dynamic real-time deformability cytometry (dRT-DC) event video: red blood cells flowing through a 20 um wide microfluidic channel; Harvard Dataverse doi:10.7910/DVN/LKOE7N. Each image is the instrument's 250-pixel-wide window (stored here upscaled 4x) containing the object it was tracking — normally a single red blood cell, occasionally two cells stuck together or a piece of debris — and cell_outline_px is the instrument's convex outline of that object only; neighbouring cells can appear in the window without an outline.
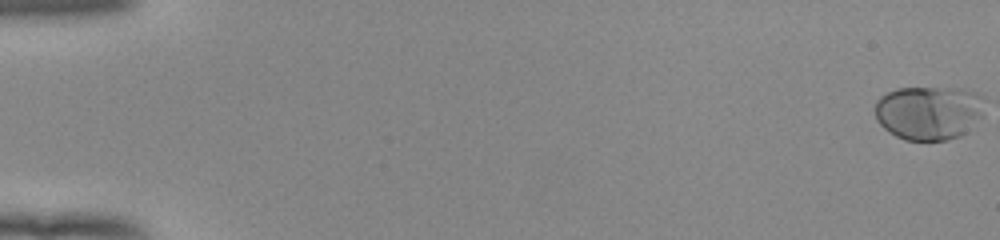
{"species": "human", "species_latin": "Homo sapiens", "temperature_condition": "room temperature", "stored_images_in_passage": 54, "camera_frame_rate_fps": 3000, "um_per_image_px": 0.085, "donor": {"sex": "female"}, "frame": {"image": 1, "passage_image": 1, "time_ms": 0.0, "image_size_px": [1000, 240], "cell_outline_px": [[980, 116], [960, 136], [948, 140], [904, 140], [888, 132], [876, 120], [876, 100], [880, 96], [896, 88], [964, 88], [976, 92]], "centroid_in_image_um": [78.83, 9.58], "position_along_channel_um": 6.2, "area_um2": 33.81}}
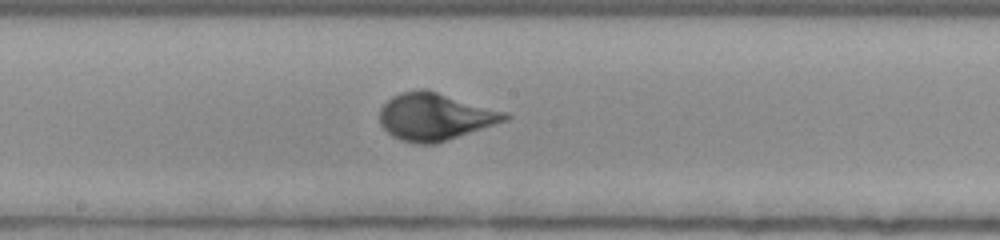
{"frame": {"image": 2, "passage_image": 31, "time_ms": 10.0, "image_size_px": [1000, 240], "cell_outline_px": [[512, 116], [508, 120], [436, 144], [416, 144], [400, 140], [392, 136], [380, 124], [380, 108], [392, 96], [400, 92], [420, 88], [424, 88], [508, 112]], "centroid_in_image_um": [36.99, 9.91], "position_along_channel_um": 211.2, "area_um2": 34.74}}
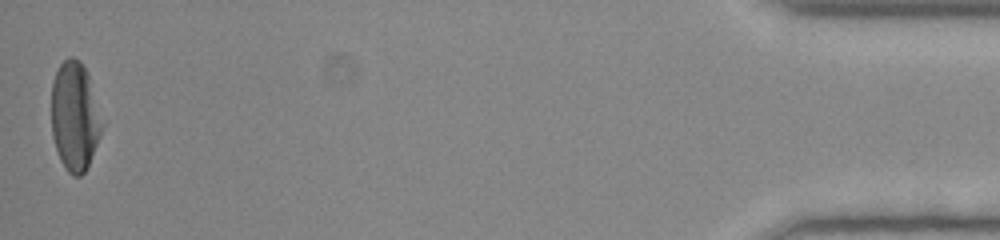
{"frame": {"image": 3, "passage_image": 54, "time_ms": 17.667, "image_size_px": [1000, 240], "cell_outline_px": [[100, 136], [88, 164], [84, 172], [80, 176], [72, 176], [64, 168], [60, 160], [52, 136], [52, 80], [60, 64], [68, 56], [72, 56], [80, 60], [88, 76], [100, 124]], "centroid_in_image_um": [6.29, 9.91], "position_along_channel_um": 428.9, "area_um2": 31.1}, "authors_computed_cell_mechanics": {"area_um2": 32.9749, "velocity_mm_per_s": 3.936, "shape_relaxation_time_tau1_ms": 4.3996, "shape_relaxation_time_tau2_ms": null, "deformation_change_tau1": 0.1902, "deformation_change_tau2": null}}